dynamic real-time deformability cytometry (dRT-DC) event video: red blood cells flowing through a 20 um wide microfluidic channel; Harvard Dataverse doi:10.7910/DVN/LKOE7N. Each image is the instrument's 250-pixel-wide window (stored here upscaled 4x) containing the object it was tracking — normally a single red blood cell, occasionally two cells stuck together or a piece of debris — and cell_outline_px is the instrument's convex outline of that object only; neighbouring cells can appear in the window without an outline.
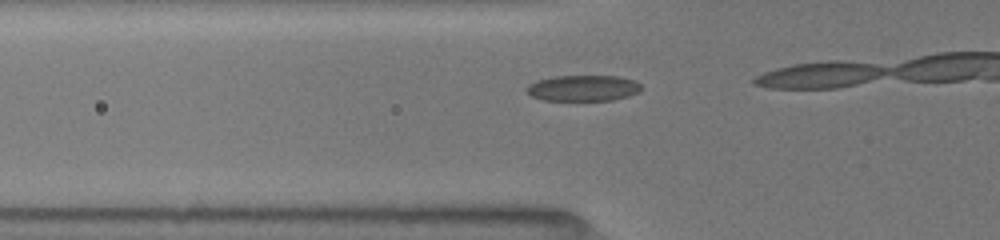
{"species": "common noctule bat (a hibernating species)", "species_latin": "Nyctalus noctula", "temperature_condition": "room temperature", "stored_images_in_passage": 16, "camera_frame_rate_fps": 3000, "um_per_image_px": 0.085, "animal": {"sex": "female", "body_mass_g": 19.5, "forearm_length_mm": 54.1}, "frame": {"image": 1, "passage_image": 12, "time_ms": 4.0, "image_size_px": [1000, 240], "cell_outline_px": [[640, 92], [628, 96], [612, 100], [544, 100], [532, 96], [524, 88], [528, 84], [536, 80], [556, 76], [620, 76], [636, 80], [640, 84]], "centroid_in_image_um": [49.57, 7.48], "position_along_channel_um": 76.2, "area_um2": 17.4}}
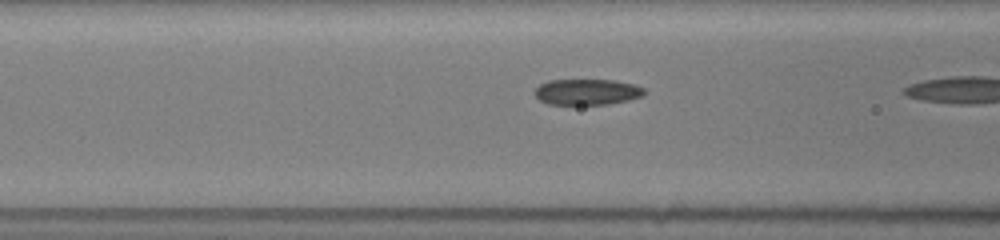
{"frame": {"image": 2, "passage_image": 15, "time_ms": 5.0, "image_size_px": [1000, 240], "cell_outline_px": [[644, 92], [640, 96], [628, 100], [608, 104], [548, 104], [540, 100], [532, 92], [540, 84], [548, 80], [616, 80], [632, 84], [644, 88]], "centroid_in_image_um": [49.85, 7.81], "position_along_channel_um": 116.8, "area_um2": 16.42}}